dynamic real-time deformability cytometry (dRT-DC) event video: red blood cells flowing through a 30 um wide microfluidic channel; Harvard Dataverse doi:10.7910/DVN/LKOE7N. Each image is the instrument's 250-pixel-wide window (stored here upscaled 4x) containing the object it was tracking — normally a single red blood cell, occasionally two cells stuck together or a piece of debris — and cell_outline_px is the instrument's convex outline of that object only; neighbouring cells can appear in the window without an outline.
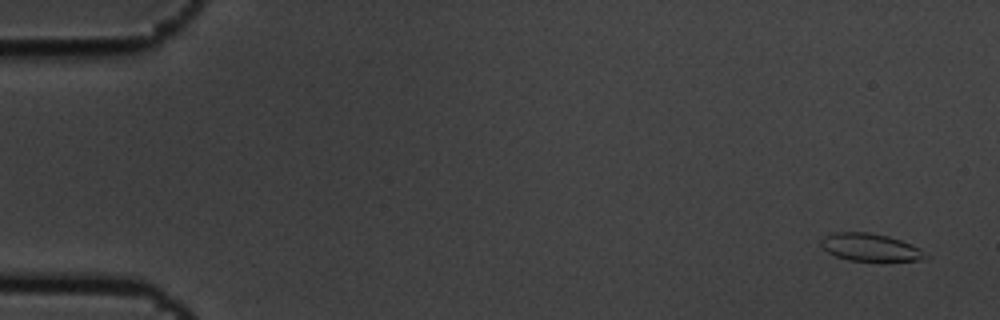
{"species": "common noctule bat (a hibernating species)", "species_latin": "Nyctalus noctula", "temperature_condition": "cold", "stored_images_in_passage": 6, "camera_frame_rate_fps": 3000, "um_per_image_px": 0.085, "animal": {"sex": "male", "body_mass_g": 19.5, "forearm_length_mm": 54.6}, "frame": {"image": 1, "passage_image": 1, "time_ms": 0.0, "image_size_px": [1000, 320], "cell_outline_px": [[928, 256], [920, 260], [880, 264], [848, 260], [836, 256], [828, 252], [820, 244], [820, 240], [824, 236], [832, 232], [868, 232], [888, 236], [912, 244], [920, 248]], "centroid_in_image_um": [74.0, 21.07], "position_along_channel_um": 11.0, "area_um2": 17.63}}
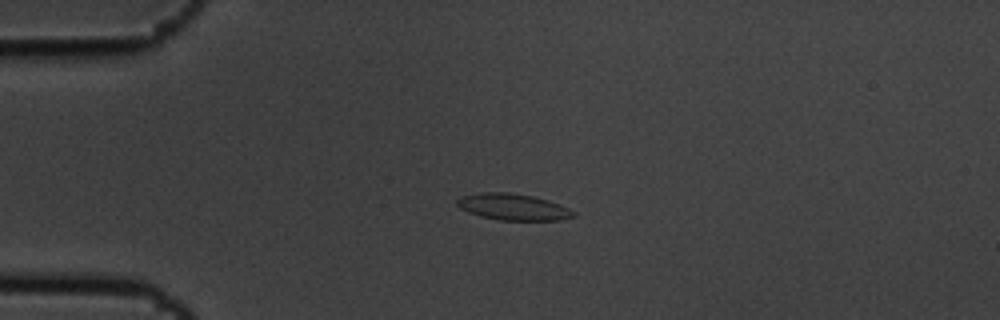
{"frame": {"image": 2, "passage_image": 4, "time_ms": 1.0, "image_size_px": [1000, 320], "cell_outline_px": [[576, 216], [560, 220], [500, 220], [480, 216], [468, 212], [460, 208], [456, 204], [456, 200], [460, 196], [484, 192], [508, 192], [532, 196], [548, 200], [560, 204], [576, 212]], "centroid_in_image_um": [43.61, 17.59], "position_along_channel_um": 41.4, "area_um2": 17.98}}
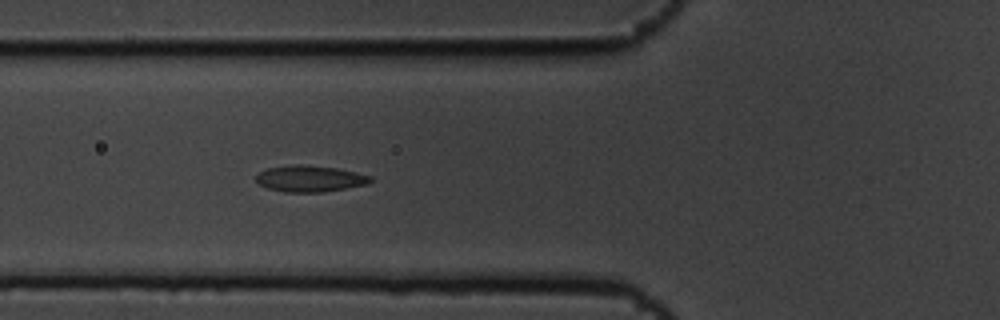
{"frame": {"image": 3, "passage_image": 6, "time_ms": 1.667, "image_size_px": [1000, 320], "cell_outline_px": [[372, 180], [368, 184], [324, 192], [284, 192], [268, 188], [260, 184], [256, 180], [256, 176], [260, 172], [268, 168], [296, 164], [300, 164], [336, 168], [356, 172], [372, 176]], "centroid_in_image_um": [26.36, 15.19], "position_along_channel_um": 99.4, "area_um2": 17.46}}